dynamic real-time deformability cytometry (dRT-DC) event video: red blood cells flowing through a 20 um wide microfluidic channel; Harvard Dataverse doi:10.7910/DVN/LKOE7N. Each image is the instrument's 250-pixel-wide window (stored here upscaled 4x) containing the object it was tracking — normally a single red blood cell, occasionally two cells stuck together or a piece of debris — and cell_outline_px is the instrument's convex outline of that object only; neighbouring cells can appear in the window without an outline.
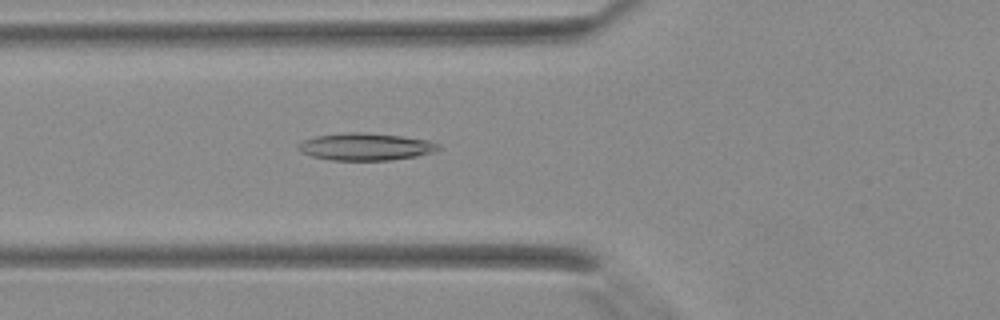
{"species": "Egyptian fruit bat (a non-hibernating species)", "species_latin": "Rousettus aegyptiacus", "temperature_condition": "warm", "stored_images_in_passage": 34, "segment_of_instrument_passage": [1, 2], "camera_frame_rate_fps": 3000, "um_per_image_px": 0.085, "animal": {"sex": "female"}, "frame": {"image": 1, "passage_image": 7, "time_ms": 2.0, "image_size_px": [1000, 320], "cell_outline_px": [[440, 148], [436, 152], [416, 156], [392, 160], [332, 160], [312, 156], [300, 152], [296, 148], [296, 144], [304, 140], [316, 136], [348, 132], [364, 132], [400, 136], [428, 140], [440, 144]], "centroid_in_image_um": [31.07, 12.47], "position_along_channel_um": 94.7, "area_um2": 22.37}}
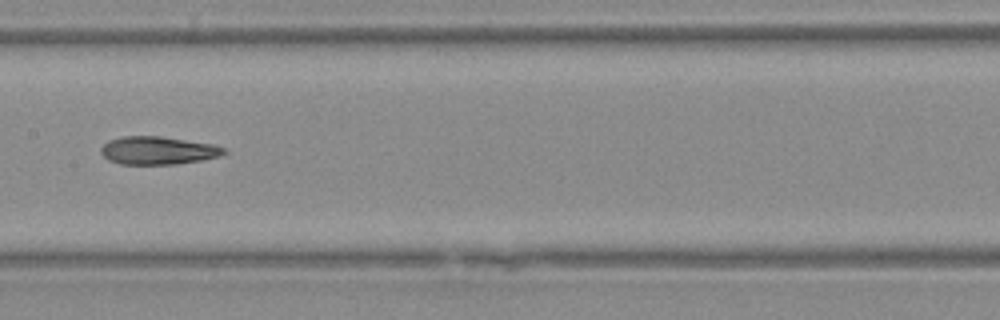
{"frame": {"image": 2, "passage_image": 13, "time_ms": 4.0, "image_size_px": [1000, 320], "cell_outline_px": [[228, 152], [216, 156], [200, 160], [172, 164], [120, 164], [108, 160], [100, 152], [100, 148], [108, 140], [124, 136], [160, 136], [216, 144], [224, 148]], "centroid_in_image_um": [13.4, 12.78], "position_along_channel_um": 194.0, "area_um2": 20.0}}
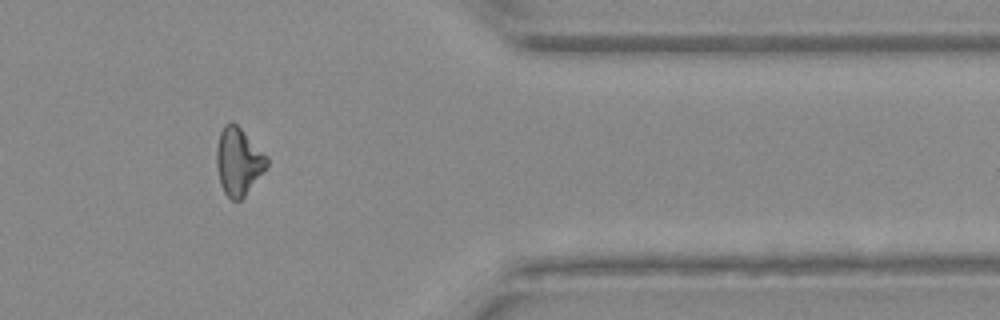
{"frame": {"image": 3, "passage_image": 26, "time_ms": 8.333, "image_size_px": [1000, 320], "cell_outline_px": [[268, 168], [244, 196], [240, 200], [232, 200], [224, 192], [220, 184], [216, 164], [216, 148], [220, 132], [224, 124], [232, 120], [268, 156]], "centroid_in_image_um": [20.27, 13.72], "position_along_channel_um": 391.1, "area_um2": 19.94}}